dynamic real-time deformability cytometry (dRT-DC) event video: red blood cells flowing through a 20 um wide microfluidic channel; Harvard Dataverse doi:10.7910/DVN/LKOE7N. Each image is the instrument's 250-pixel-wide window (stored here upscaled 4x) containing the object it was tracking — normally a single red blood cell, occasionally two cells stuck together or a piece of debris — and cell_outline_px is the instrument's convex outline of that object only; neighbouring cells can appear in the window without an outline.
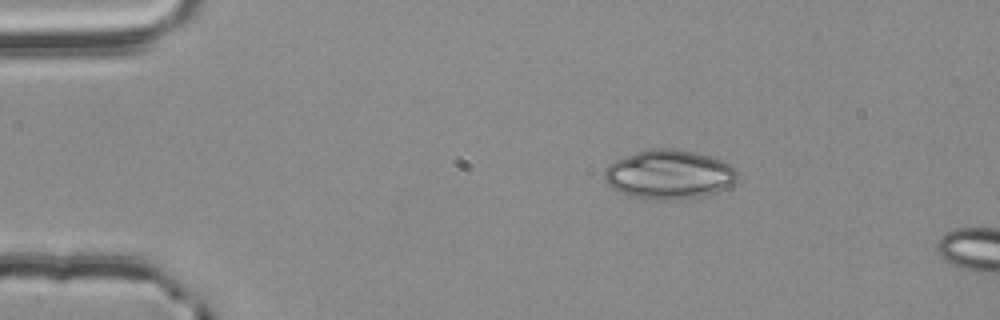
{"species": "common noctule bat (a hibernating species)", "species_latin": "Nyctalus noctula", "temperature_condition": "room temperature", "stored_images_in_passage": 54, "camera_frame_rate_fps": 3000, "um_per_image_px": 0.085, "animal": {"sex": "male", "body_mass_g": 20.4}, "frame": {"image": 1, "passage_image": 9, "time_ms": 2.667, "image_size_px": [1000, 320], "cell_outline_px": [[736, 180], [732, 184], [720, 192], [672, 200], [656, 200], [632, 196], [620, 192], [612, 188], [604, 180], [604, 168], [608, 164], [616, 160], [636, 152], [652, 148], [676, 148], [696, 152], [720, 160], [736, 168]], "centroid_in_image_um": [56.85, 14.82], "position_along_channel_um": 28.2, "area_um2": 38.03}}
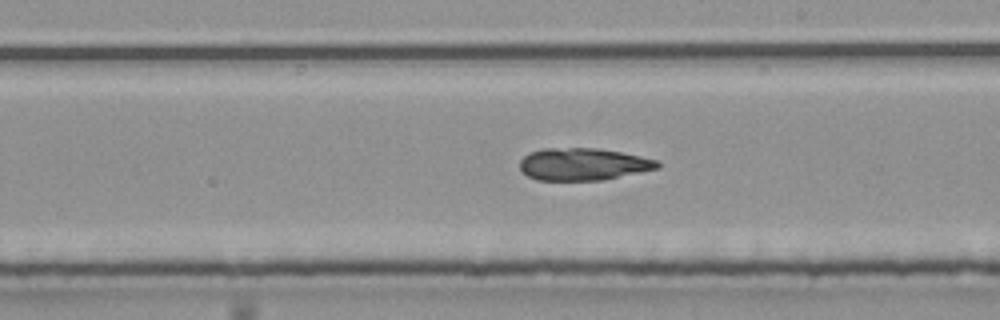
{"frame": {"image": 2, "passage_image": 31, "time_ms": 10.0, "image_size_px": [1000, 320], "cell_outline_px": [[660, 168], [604, 180], [536, 180], [528, 176], [520, 168], [520, 160], [528, 152], [544, 148], [596, 148], [620, 152], [660, 160]], "centroid_in_image_um": [49.58, 13.96], "position_along_channel_um": 239.4, "area_um2": 26.01}}
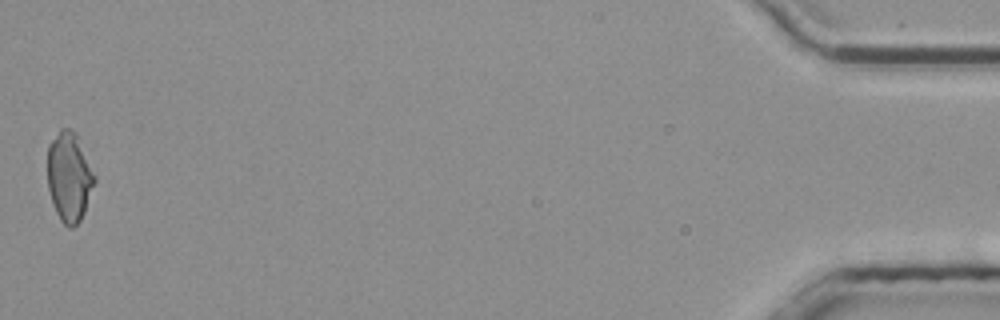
{"frame": {"image": 3, "passage_image": 54, "time_ms": 17.667, "image_size_px": [1000, 320], "cell_outline_px": [[96, 180], [84, 212], [80, 220], [72, 228], [68, 228], [60, 220], [56, 212], [48, 188], [48, 144], [60, 128], [72, 128], [96, 176]], "centroid_in_image_um": [5.88, 15.03], "position_along_channel_um": 429.3, "area_um2": 24.28}, "authors_computed_cell_mechanics": {"area_um2": 26.6458, "velocity_mm_per_s": 3.7875, "shape_relaxation_time_tau1_ms": null, "shape_relaxation_time_tau2_ms": 6.7318, "deformation_change_tau1": null, "deformation_change_tau2": 0.1351}}